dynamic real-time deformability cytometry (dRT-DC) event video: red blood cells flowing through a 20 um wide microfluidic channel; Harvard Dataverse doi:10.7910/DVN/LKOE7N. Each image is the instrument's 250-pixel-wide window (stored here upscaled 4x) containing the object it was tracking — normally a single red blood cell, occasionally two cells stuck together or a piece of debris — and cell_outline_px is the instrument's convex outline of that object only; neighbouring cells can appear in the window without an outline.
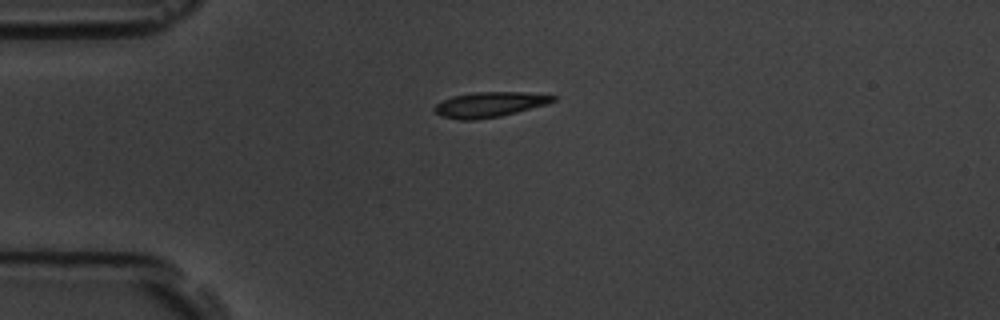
{"species": "common noctule bat (a hibernating species)", "species_latin": "Nyctalus noctula", "temperature_condition": "room temperature", "stored_images_in_passage": 12, "camera_frame_rate_fps": 3000, "um_per_image_px": 0.085, "animal": {"sex": "male", "body_mass_g": 19.5, "forearm_length_mm": 54.6}, "frame": {"image": 1, "passage_image": 1, "time_ms": 0.0, "image_size_px": [1000, 320], "cell_outline_px": [[556, 100], [548, 104], [500, 116], [472, 120], [460, 120], [440, 116], [432, 108], [436, 104], [452, 96], [476, 92], [524, 92], [556, 96]], "centroid_in_image_um": [41.6, 8.88], "position_along_channel_um": 43.4, "area_um2": 17.28}}
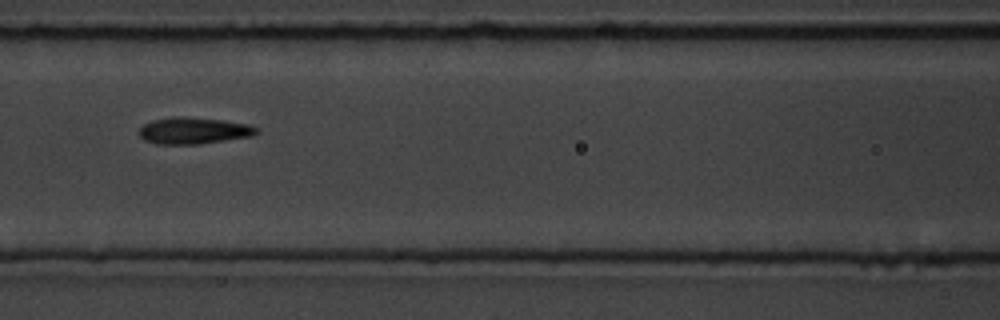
{"frame": {"image": 2, "passage_image": 4, "time_ms": 3.667, "image_size_px": [1000, 320], "cell_outline_px": [[260, 132], [252, 136], [200, 144], [156, 144], [144, 140], [136, 132], [144, 124], [152, 120], [172, 116], [180, 116], [224, 120], [248, 124], [256, 128]], "centroid_in_image_um": [16.43, 11.1], "position_along_channel_um": 150.2, "area_um2": 18.38}}
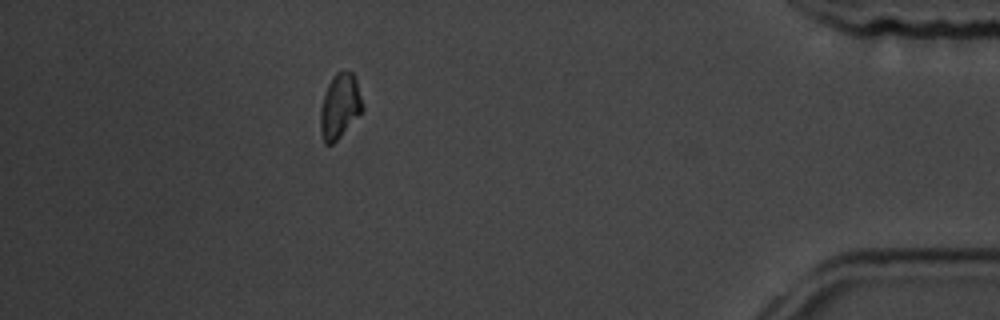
{"frame": {"image": 3, "passage_image": 11, "time_ms": 12.333, "image_size_px": [1000, 320], "cell_outline_px": [[364, 108], [340, 136], [332, 144], [324, 144], [320, 128], [320, 108], [328, 84], [332, 76], [336, 72], [352, 72], [356, 80], [364, 104]], "centroid_in_image_um": [28.87, 9.01], "position_along_channel_um": 406.3, "area_um2": 15.66}, "authors_computed_cell_mechanics": {"area_um2": 17.3111, "velocity_mm_per_s": 3.5367, "shape_relaxation_time_tau1_ms": 2.5492, "shape_relaxation_time_tau2_ms": 3.0012, "deformation_change_tau1": 0.0961, "deformation_change_tau2": 0.0601}}